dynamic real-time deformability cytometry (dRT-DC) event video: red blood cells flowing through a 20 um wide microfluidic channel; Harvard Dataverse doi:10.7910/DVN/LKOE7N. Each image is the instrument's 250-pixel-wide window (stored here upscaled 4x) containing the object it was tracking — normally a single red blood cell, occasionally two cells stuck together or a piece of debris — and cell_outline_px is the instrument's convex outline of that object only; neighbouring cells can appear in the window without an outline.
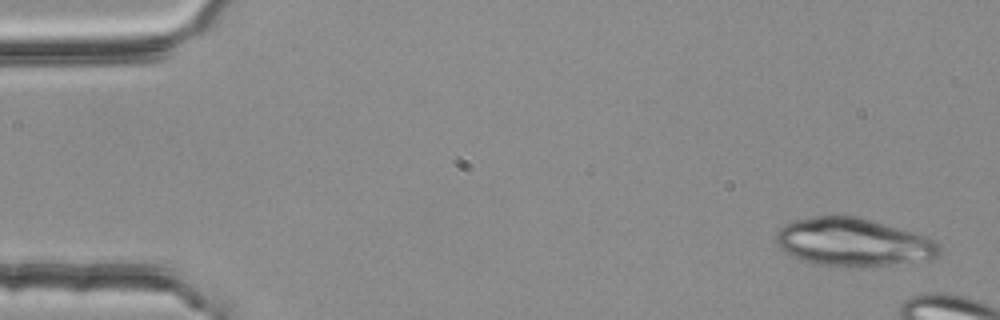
{"species": "common noctule bat (a hibernating species)", "species_latin": "Nyctalus noctula", "temperature_condition": "room temperature", "stored_images_in_passage": 3, "camera_frame_rate_fps": 3000, "um_per_image_px": 0.085, "animal": {"sex": "female", "body_mass_g": 25.1}, "frame": {"image": 1, "passage_image": 1, "time_ms": 0.0, "image_size_px": [1000, 320], "cell_outline_px": [[940, 252], [936, 260], [860, 268], [812, 264], [792, 256], [784, 252], [780, 248], [776, 240], [776, 232], [784, 224], [792, 220], [816, 216], [852, 216], [868, 220], [928, 236], [936, 240], [940, 244]], "centroid_in_image_um": [72.56, 20.63], "position_along_channel_um": 12.4, "area_um2": 46.36}}